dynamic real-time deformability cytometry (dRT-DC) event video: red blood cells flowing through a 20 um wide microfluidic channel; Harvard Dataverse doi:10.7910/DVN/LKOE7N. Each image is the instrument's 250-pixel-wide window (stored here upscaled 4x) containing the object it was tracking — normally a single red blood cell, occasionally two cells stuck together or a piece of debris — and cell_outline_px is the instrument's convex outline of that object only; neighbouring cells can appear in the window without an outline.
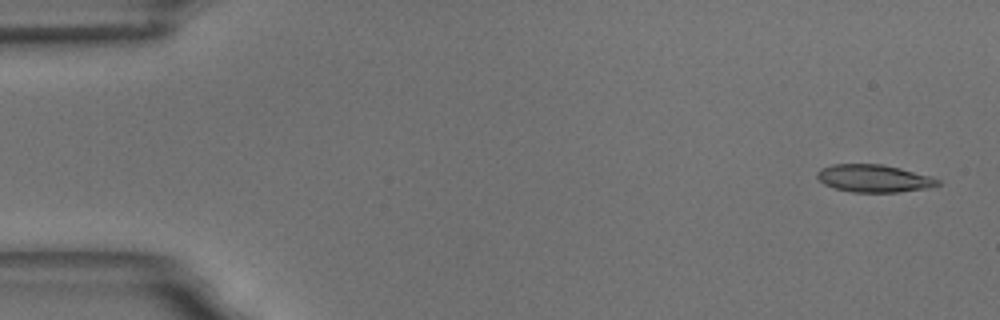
{"species": "common noctule bat (a hibernating species)", "species_latin": "Nyctalus noctula", "temperature_condition": "room temperature", "stored_images_in_passage": 6, "segment_of_instrument_passage": [1, 2], "camera_frame_rate_fps": 3000, "um_per_image_px": 0.085, "animal": {"sex": "male", "body_mass_g": 18.8}, "frame": {"image": 1, "passage_image": 1, "time_ms": 0.0, "image_size_px": [1000, 320], "cell_outline_px": [[940, 184], [928, 188], [896, 192], [852, 192], [836, 188], [824, 184], [816, 176], [816, 172], [820, 168], [832, 164], [880, 164], [900, 168], [932, 176], [940, 180]], "centroid_in_image_um": [74.28, 15.16], "position_along_channel_um": 10.7, "area_um2": 19.36}}